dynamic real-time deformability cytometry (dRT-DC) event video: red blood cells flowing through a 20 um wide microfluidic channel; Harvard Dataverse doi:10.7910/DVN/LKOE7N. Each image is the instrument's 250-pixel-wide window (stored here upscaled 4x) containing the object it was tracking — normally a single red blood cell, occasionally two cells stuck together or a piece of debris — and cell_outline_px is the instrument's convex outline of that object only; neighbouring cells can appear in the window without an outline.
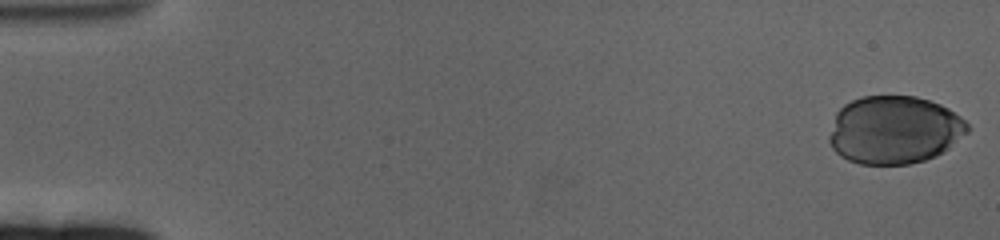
{"species": "human", "species_latin": "Homo sapiens", "temperature_condition": "cold", "stored_images_in_passage": 55, "camera_frame_rate_fps": 3000, "um_per_image_px": 0.085, "donor": {"sex": "female"}, "frame": {"image": 1, "passage_image": 1, "time_ms": 0.0, "image_size_px": [1000, 240], "cell_outline_px": [[972, 128], [968, 132], [944, 152], [936, 156], [924, 160], [908, 164], [860, 164], [848, 160], [840, 156], [832, 148], [828, 140], [828, 136], [836, 112], [844, 104], [852, 100], [864, 96], [916, 96], [940, 104], [948, 108], [960, 116]], "centroid_in_image_um": [76.02, 11.04], "position_along_channel_um": 9.0, "area_um2": 55.08}}
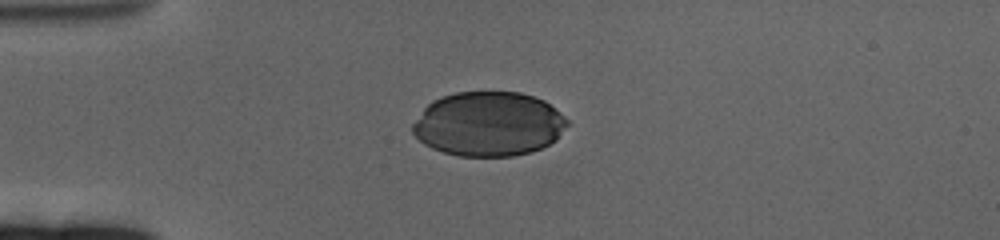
{"frame": {"image": 2, "passage_image": 16, "time_ms": 5.0, "image_size_px": [1000, 240], "cell_outline_px": [[568, 124], [556, 140], [532, 152], [512, 156], [460, 156], [444, 152], [432, 148], [424, 144], [412, 132], [412, 124], [424, 108], [432, 100], [456, 92], [520, 92], [544, 100], [560, 112], [568, 120]], "centroid_in_image_um": [41.53, 10.54], "position_along_channel_um": 43.5, "area_um2": 57.97}}